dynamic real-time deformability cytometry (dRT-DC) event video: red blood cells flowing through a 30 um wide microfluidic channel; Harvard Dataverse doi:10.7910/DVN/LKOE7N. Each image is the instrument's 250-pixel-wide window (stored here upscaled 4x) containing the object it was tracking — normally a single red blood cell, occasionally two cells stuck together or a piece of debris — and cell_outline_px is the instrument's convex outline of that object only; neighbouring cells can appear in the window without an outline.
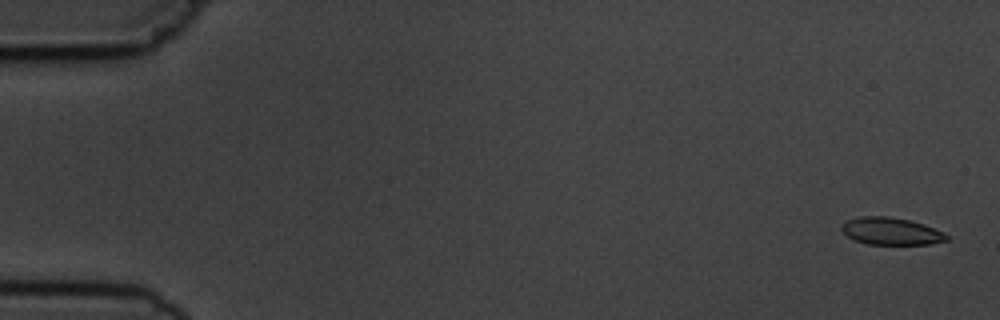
{"species": "common noctule bat (a hibernating species)", "species_latin": "Nyctalus noctula", "temperature_condition": "cold", "stored_images_in_passage": 6, "segment_of_instrument_passage": [1, 2], "camera_frame_rate_fps": 3000, "um_per_image_px": 0.085, "animal": {"sex": "male", "body_mass_g": 19.5, "forearm_length_mm": 54.6}, "frame": {"image": 1, "passage_image": 1, "time_ms": 0.0, "image_size_px": [1000, 320], "cell_outline_px": [[948, 240], [928, 244], [868, 244], [856, 240], [848, 236], [840, 228], [848, 220], [860, 216], [888, 216], [908, 220], [924, 224], [944, 232], [948, 236]], "centroid_in_image_um": [75.76, 19.65], "position_along_channel_um": 9.2, "area_um2": 16.47}}
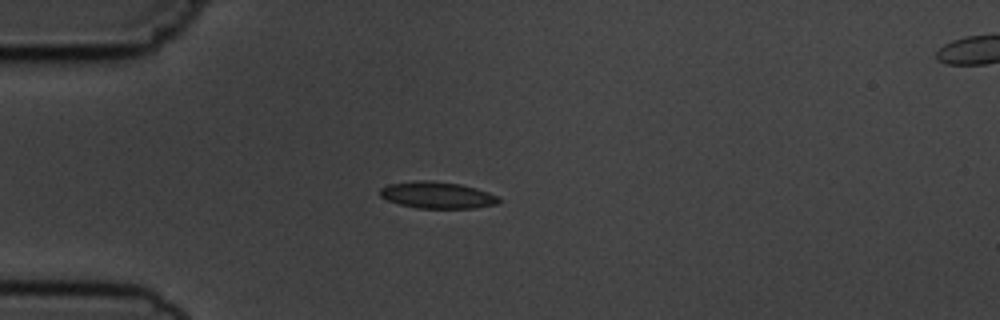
{"frame": {"image": 2, "passage_image": 5, "time_ms": 4.333, "image_size_px": [1000, 320], "cell_outline_px": [[500, 200], [496, 204], [476, 208], [416, 208], [400, 204], [388, 200], [380, 196], [380, 188], [388, 184], [420, 180], [424, 180], [460, 184], [476, 188], [500, 196]], "centroid_in_image_um": [37.18, 16.59], "position_along_channel_um": 47.8, "area_um2": 18.38}}